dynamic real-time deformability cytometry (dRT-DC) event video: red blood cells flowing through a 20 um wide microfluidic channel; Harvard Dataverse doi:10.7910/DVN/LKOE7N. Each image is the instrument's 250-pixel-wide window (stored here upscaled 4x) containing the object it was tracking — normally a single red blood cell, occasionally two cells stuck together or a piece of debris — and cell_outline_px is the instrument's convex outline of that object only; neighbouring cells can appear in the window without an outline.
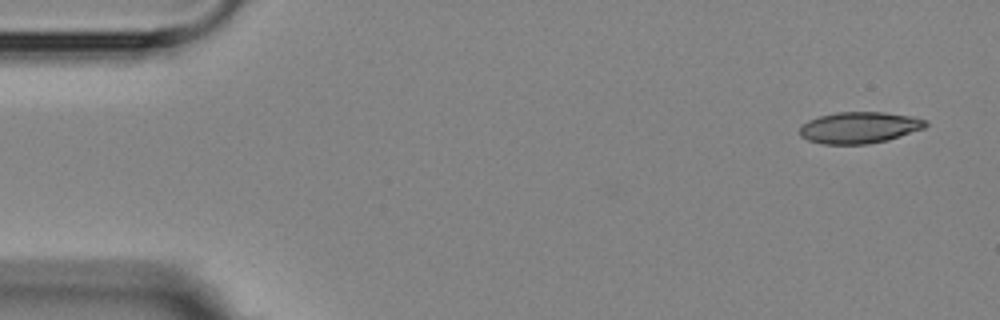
{"species": "Egyptian fruit bat (a non-hibernating species)", "species_latin": "Rousettus aegyptiacus", "temperature_condition": "room temperature", "stored_images_in_passage": 4, "camera_frame_rate_fps": 3000, "um_per_image_px": 0.085, "animal": {"sex": "female"}, "frame": {"image": 1, "passage_image": 1, "time_ms": 0.0, "image_size_px": [1000, 320], "cell_outline_px": [[928, 124], [924, 128], [888, 140], [868, 144], [824, 144], [808, 140], [800, 136], [800, 124], [808, 120], [820, 116], [836, 112], [884, 112], [912, 116], [928, 120]], "centroid_in_image_um": [73.04, 10.84], "position_along_channel_um": 12.0, "area_um2": 23.18}}
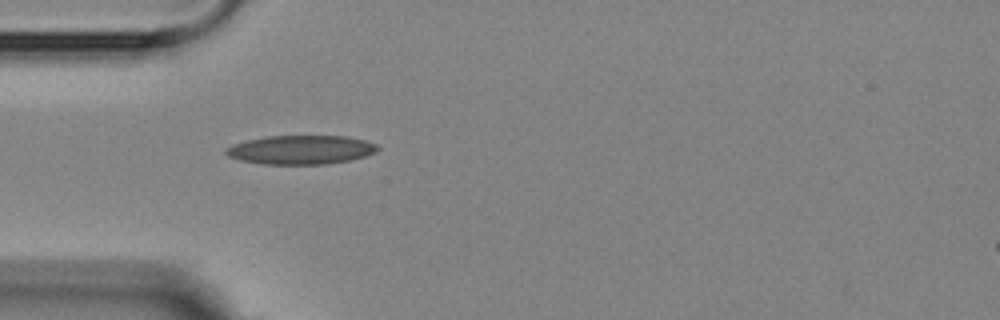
{"frame": {"image": 2, "passage_image": 4, "time_ms": 4.333, "image_size_px": [1000, 320], "cell_outline_px": [[380, 148], [376, 152], [364, 156], [348, 160], [324, 164], [260, 164], [240, 160], [228, 156], [224, 152], [224, 148], [232, 144], [264, 136], [344, 136], [364, 140], [376, 144]], "centroid_in_image_um": [25.53, 12.73], "position_along_channel_um": 59.5, "area_um2": 25.55}}